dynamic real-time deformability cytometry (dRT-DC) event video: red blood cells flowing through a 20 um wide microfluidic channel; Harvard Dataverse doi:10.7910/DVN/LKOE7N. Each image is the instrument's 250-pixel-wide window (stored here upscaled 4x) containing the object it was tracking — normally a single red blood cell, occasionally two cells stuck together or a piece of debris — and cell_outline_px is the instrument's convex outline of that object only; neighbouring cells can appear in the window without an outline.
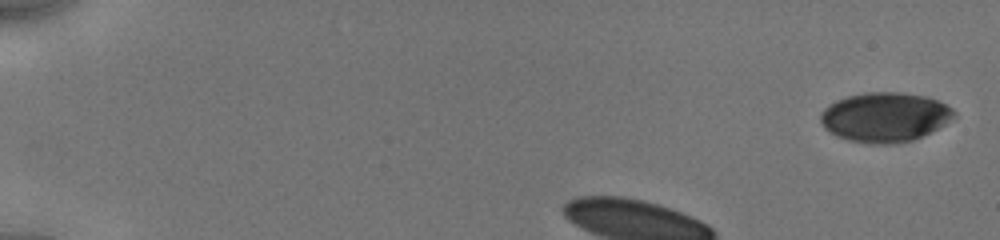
{"species": "human", "species_latin": "Homo sapiens", "temperature_condition": "cold", "stored_images_in_passage": 12, "camera_frame_rate_fps": 3000, "um_per_image_px": 0.085, "donor": {"sex": "male"}, "frame": {"image": 1, "passage_image": 1, "time_ms": 0.0, "image_size_px": [1000, 240], "cell_outline_px": [[956, 116], [932, 132], [912, 140], [896, 144], [864, 144], [848, 140], [836, 136], [824, 128], [820, 120], [820, 112], [828, 104], [836, 100], [848, 96], [868, 92], [900, 92], [924, 96], [936, 100], [952, 108], [956, 112]], "centroid_in_image_um": [75.19, 9.97], "position_along_channel_um": 9.8, "area_um2": 38.78}}
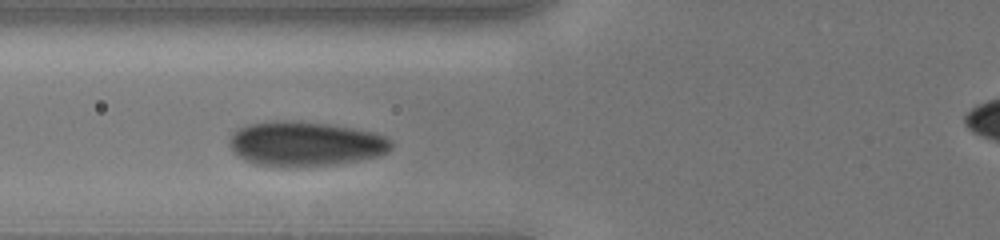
{"frame": {"image": 2, "passage_image": 8, "time_ms": 4.0, "image_size_px": [1000, 240], "cell_outline_px": [[392, 148], [388, 152], [380, 156], [360, 160], [336, 164], [288, 168], [284, 168], [252, 164], [244, 160], [232, 152], [228, 140], [232, 132], [248, 124], [276, 120], [300, 120], [328, 124], [376, 132], [392, 140]], "centroid_in_image_um": [25.93, 12.23], "position_along_channel_um": 99.9, "area_um2": 43.06}}
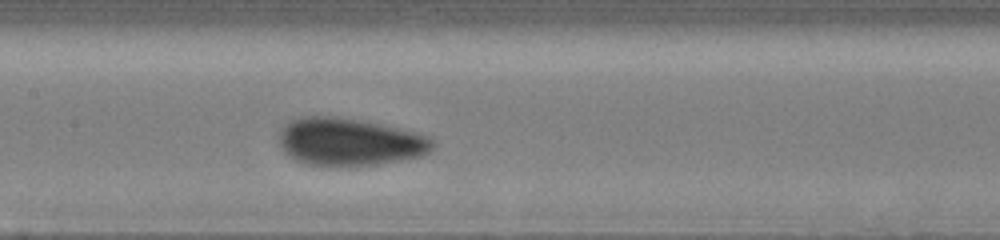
{"frame": {"image": 3, "passage_image": 12, "time_ms": 6.0, "image_size_px": [1000, 240], "cell_outline_px": [[436, 144], [424, 156], [380, 164], [356, 168], [328, 168], [304, 164], [288, 156], [280, 144], [280, 132], [292, 120], [304, 116], [328, 116], [380, 124], [400, 128], [416, 132], [428, 136]], "centroid_in_image_um": [29.74, 12.13], "position_along_channel_um": 177.7, "area_um2": 43.29}}